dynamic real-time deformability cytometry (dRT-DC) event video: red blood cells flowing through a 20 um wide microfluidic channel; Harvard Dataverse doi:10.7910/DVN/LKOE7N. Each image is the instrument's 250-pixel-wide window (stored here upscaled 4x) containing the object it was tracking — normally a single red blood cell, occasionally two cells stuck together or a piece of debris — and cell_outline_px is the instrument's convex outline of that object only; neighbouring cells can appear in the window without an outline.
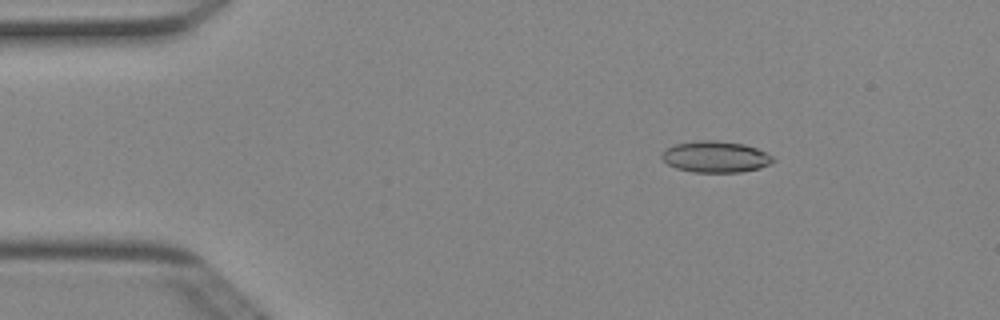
{"species": "Egyptian fruit bat (a non-hibernating species)", "species_latin": "Rousettus aegyptiacus", "temperature_condition": "cold", "stored_images_in_passage": 50, "camera_frame_rate_fps": 3000, "um_per_image_px": 0.085, "animal": {"sex": "female"}, "frame": {"image": 1, "passage_image": 8, "time_ms": 2.333, "image_size_px": [1000, 320], "cell_outline_px": [[776, 160], [772, 164], [760, 168], [740, 172], [692, 172], [676, 168], [668, 164], [660, 156], [664, 148], [676, 144], [696, 140], [716, 140], [744, 144], [756, 148], [772, 156]], "centroid_in_image_um": [60.81, 13.32], "position_along_channel_um": 24.2, "area_um2": 20.46}}
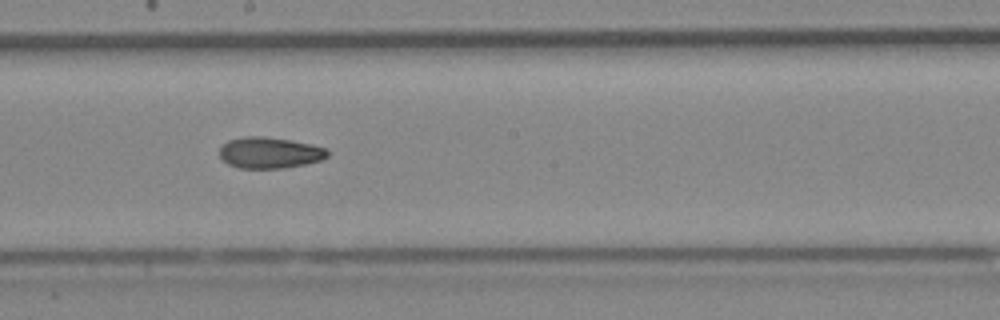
{"frame": {"image": 2, "passage_image": 28, "time_ms": 9.0, "image_size_px": [1000, 320], "cell_outline_px": [[328, 156], [320, 160], [304, 164], [284, 168], [240, 168], [228, 164], [220, 156], [220, 148], [228, 140], [244, 136], [264, 136], [292, 140], [312, 144], [328, 148]], "centroid_in_image_um": [22.94, 12.97], "position_along_channel_um": 225.3, "area_um2": 19.65}}
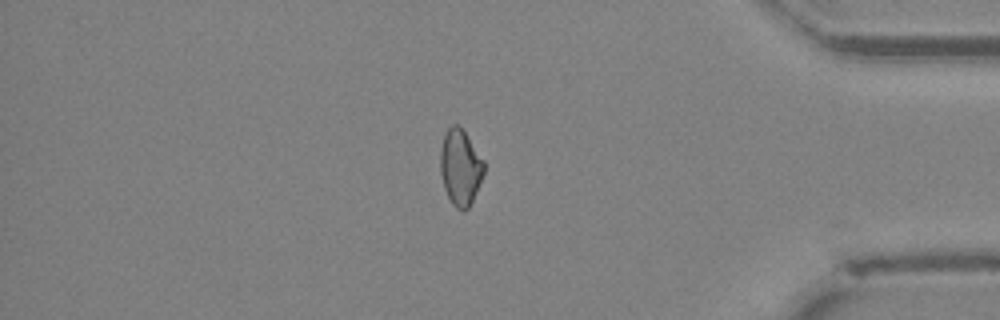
{"frame": {"image": 3, "passage_image": 43, "time_ms": 14.0, "image_size_px": [1000, 320], "cell_outline_px": [[484, 172], [472, 200], [468, 208], [464, 212], [456, 208], [452, 204], [444, 188], [440, 172], [440, 148], [444, 132], [452, 124], [456, 124], [464, 132], [484, 160]], "centroid_in_image_um": [39.1, 14.22], "position_along_channel_um": 396.1, "area_um2": 19.19}, "authors_computed_cell_mechanics": {"area_um2": 19.7676, "velocity_mm_per_s": 4.0312, "shape_relaxation_time_tau1_ms": 6.8281, "shape_relaxation_time_tau2_ms": 2.779, "deformation_change_tau1": 0.1341, "deformation_change_tau2": 0.0807}}